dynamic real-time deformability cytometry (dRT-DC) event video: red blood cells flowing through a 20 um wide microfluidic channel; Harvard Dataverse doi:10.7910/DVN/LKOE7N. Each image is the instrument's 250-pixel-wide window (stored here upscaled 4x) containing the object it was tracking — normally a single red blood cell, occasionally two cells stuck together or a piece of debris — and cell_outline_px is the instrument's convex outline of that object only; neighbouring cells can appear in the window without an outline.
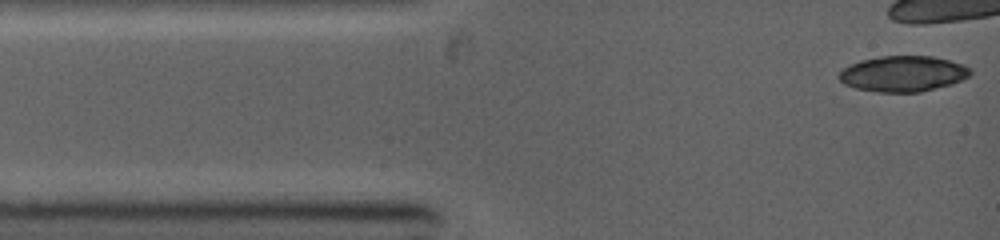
{"species": "common noctule bat (a hibernating species)", "species_latin": "Nyctalus noctula", "temperature_condition": "warm", "stored_images_in_passage": 5, "camera_frame_rate_fps": 5000, "um_per_image_px": 0.085, "animal": {"sex": "female", "body_mass_g": 19.0, "forearm_length_mm": 53.3}, "frame": {"image": 1, "passage_image": 1, "time_ms": 0.0, "image_size_px": [1000, 240], "cell_outline_px": [[972, 72], [968, 76], [952, 84], [920, 92], [876, 92], [856, 88], [844, 84], [836, 76], [848, 64], [860, 60], [880, 56], [932, 56], [948, 60], [972, 68]], "centroid_in_image_um": [76.72, 6.27], "position_along_channel_um": 8.3, "area_um2": 27.4}}